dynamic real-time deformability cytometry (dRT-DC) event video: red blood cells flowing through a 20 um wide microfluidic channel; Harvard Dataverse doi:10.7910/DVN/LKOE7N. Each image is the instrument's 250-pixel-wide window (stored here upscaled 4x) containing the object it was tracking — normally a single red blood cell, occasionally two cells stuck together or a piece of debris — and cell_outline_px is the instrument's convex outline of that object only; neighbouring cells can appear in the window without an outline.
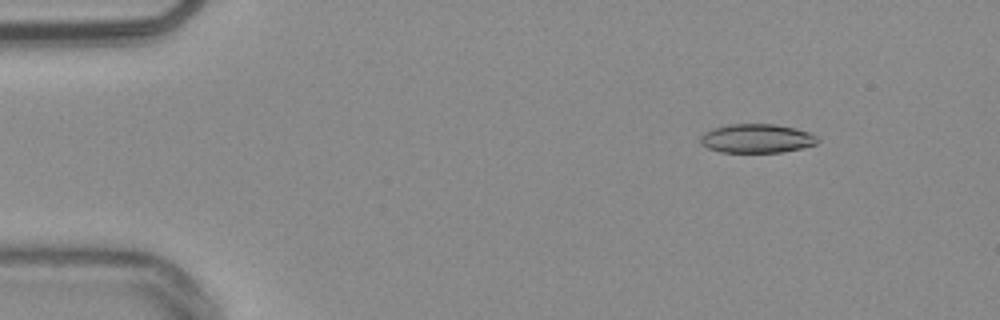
{"species": "common noctule bat (a hibernating species)", "species_latin": "Nyctalus noctula", "temperature_condition": "warm", "stored_images_in_passage": 54, "camera_frame_rate_fps": 3000, "um_per_image_px": 0.085, "animal": {"sex": "male", "body_mass_g": 20.4}, "frame": {"image": 1, "passage_image": 7, "time_ms": 2.0, "image_size_px": [1000, 320], "cell_outline_px": [[820, 140], [816, 144], [784, 152], [720, 152], [708, 148], [700, 144], [700, 136], [704, 132], [712, 128], [728, 124], [776, 124], [796, 128], [808, 132], [816, 136]], "centroid_in_image_um": [64.3, 11.76], "position_along_channel_um": 20.7, "area_um2": 19.88}}
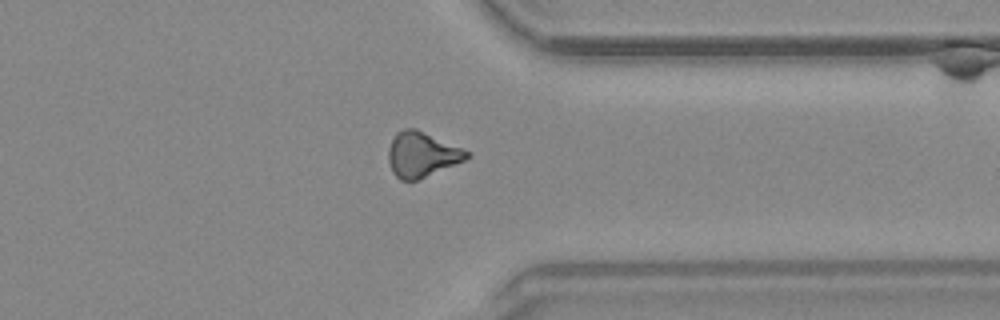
{"frame": {"image": 2, "passage_image": 42, "time_ms": 13.667, "image_size_px": [1000, 320], "cell_outline_px": [[472, 156], [464, 160], [416, 180], [400, 180], [392, 172], [388, 160], [388, 148], [396, 132], [404, 128], [416, 128], [464, 148], [472, 152]], "centroid_in_image_um": [35.86, 13.1], "position_along_channel_um": 375.5, "area_um2": 20.63}}
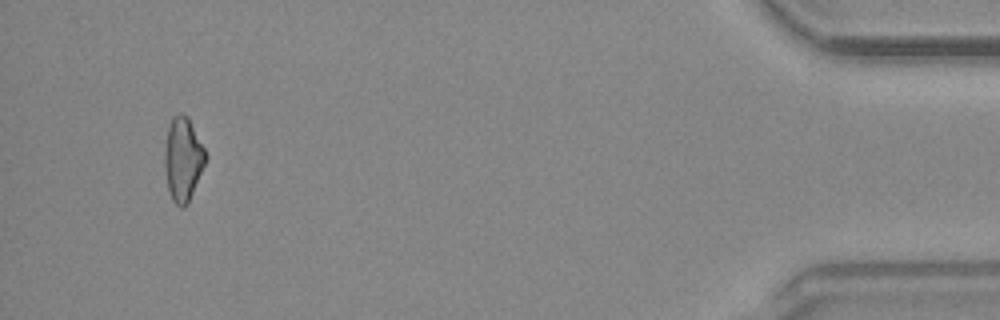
{"frame": {"image": 3, "passage_image": 51, "time_ms": 16.667, "image_size_px": [1000, 320], "cell_outline_px": [[208, 156], [188, 204], [184, 208], [180, 208], [172, 200], [168, 188], [164, 164], [164, 152], [168, 128], [172, 116], [180, 112], [188, 116]], "centroid_in_image_um": [15.55, 13.53], "position_along_channel_um": 419.6, "area_um2": 20.06}, "authors_computed_cell_mechanics": {"area_um2": 20.2589, "velocity_mm_per_s": 3.833, "shape_relaxation_time_tau1_ms": null, "shape_relaxation_time_tau2_ms": 9.2807, "deformation_change_tau1": null, "deformation_change_tau2": 0.2234}}